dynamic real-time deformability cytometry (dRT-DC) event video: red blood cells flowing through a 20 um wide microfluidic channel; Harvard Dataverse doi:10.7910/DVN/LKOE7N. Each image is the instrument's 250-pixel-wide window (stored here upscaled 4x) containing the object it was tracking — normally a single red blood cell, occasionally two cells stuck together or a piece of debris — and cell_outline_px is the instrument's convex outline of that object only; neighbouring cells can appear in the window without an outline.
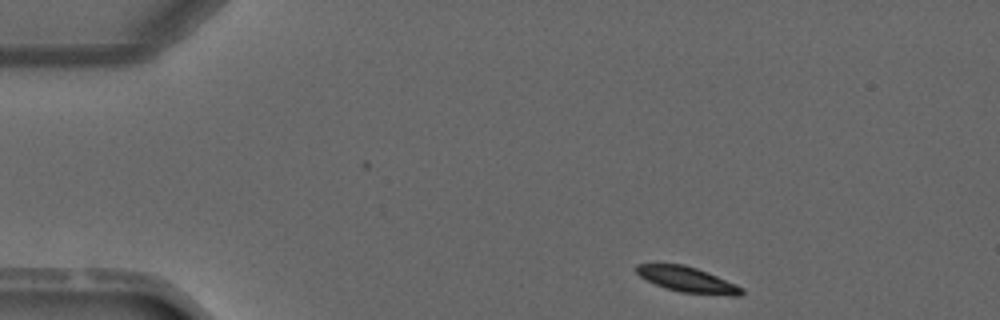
{"species": "common noctule bat (a hibernating species)", "species_latin": "Nyctalus noctula", "temperature_condition": "warm", "stored_images_in_passage": 4, "camera_frame_rate_fps": 3000, "um_per_image_px": 0.085, "animal": {"sex": "male", "forearm_length_mm": 52.5}, "frame": {"image": 1, "passage_image": 1, "time_ms": 0.0, "image_size_px": [1000, 320], "cell_outline_px": [[744, 292], [740, 296], [728, 296], [680, 292], [664, 288], [640, 276], [636, 272], [636, 264], [684, 264], [708, 272], [736, 284], [744, 288]], "centroid_in_image_um": [58.48, 23.78], "position_along_channel_um": 26.5, "area_um2": 15.66}}
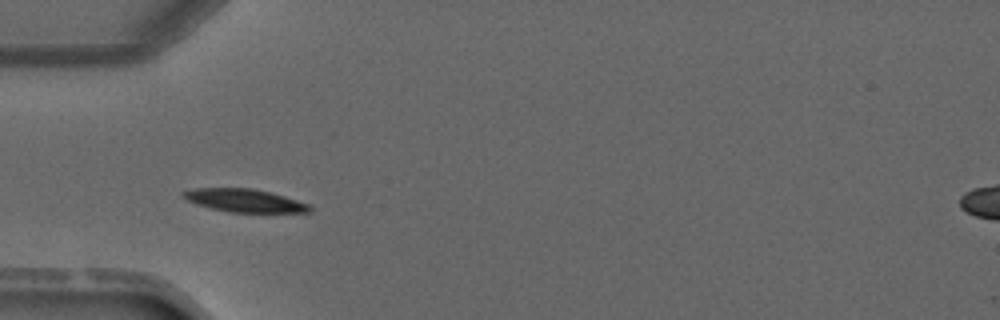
{"frame": {"image": 2, "passage_image": 3, "time_ms": 2.333, "image_size_px": [1000, 320], "cell_outline_px": [[312, 212], [228, 212], [196, 204], [180, 196], [180, 192], [196, 188], [252, 188], [284, 196], [308, 204], [312, 208]], "centroid_in_image_um": [20.74, 17.04], "position_along_channel_um": 64.3, "area_um2": 16.82}}
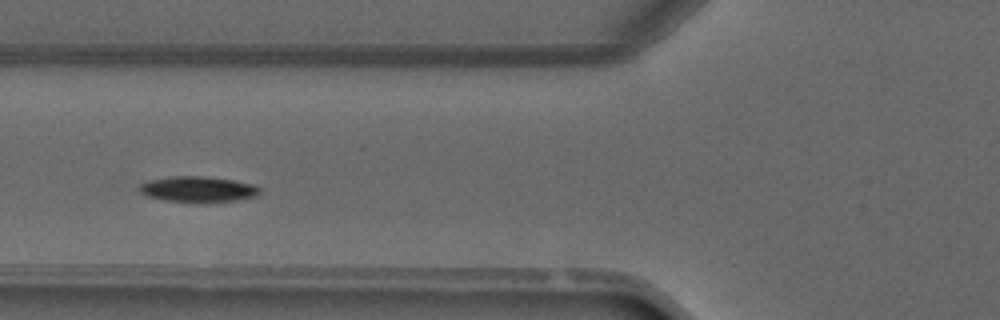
{"frame": {"image": 3, "passage_image": 4, "time_ms": 3.333, "image_size_px": [1000, 320], "cell_outline_px": [[260, 196], [240, 200], [208, 204], [204, 204], [164, 200], [148, 196], [140, 192], [140, 184], [148, 180], [172, 176], [200, 176], [232, 180], [256, 184], [260, 188]], "centroid_in_image_um": [16.91, 16.12], "position_along_channel_um": 108.9, "area_um2": 18.61}}